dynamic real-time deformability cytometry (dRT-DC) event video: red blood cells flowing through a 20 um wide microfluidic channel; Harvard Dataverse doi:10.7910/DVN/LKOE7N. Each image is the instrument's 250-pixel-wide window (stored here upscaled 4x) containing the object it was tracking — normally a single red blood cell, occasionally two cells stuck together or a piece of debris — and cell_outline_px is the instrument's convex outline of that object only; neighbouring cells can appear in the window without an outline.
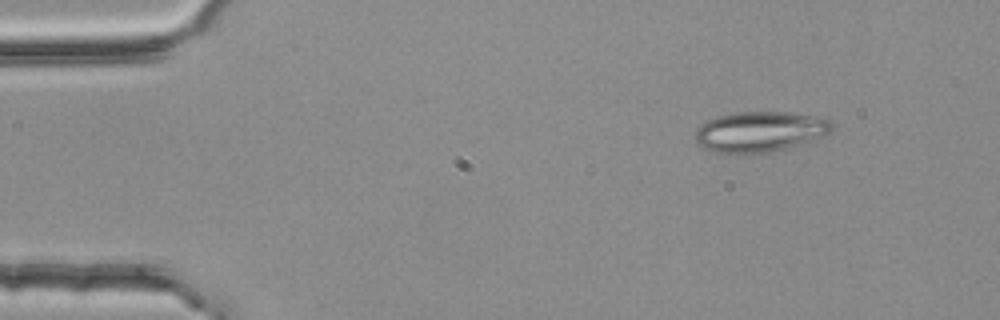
{"species": "common noctule bat (a hibernating species)", "species_latin": "Nyctalus noctula", "temperature_condition": "room temperature", "stored_images_in_passage": 5, "camera_frame_rate_fps": 3000, "um_per_image_px": 0.085, "animal": {"sex": "female", "body_mass_g": 25.1}, "frame": {"image": 1, "passage_image": 1, "time_ms": 0.0, "image_size_px": [1000, 320], "cell_outline_px": [[832, 128], [828, 132], [820, 136], [800, 144], [772, 152], [716, 152], [704, 148], [696, 144], [696, 128], [700, 124], [716, 116], [736, 112], [788, 112], [828, 116], [832, 124]], "centroid_in_image_um": [64.6, 11.15], "position_along_channel_um": 20.4, "area_um2": 32.14}}
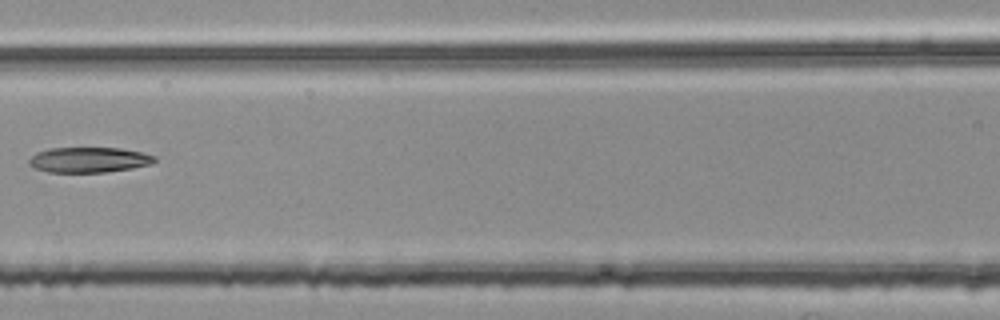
{"frame": {"image": 2, "passage_image": 5, "time_ms": 1.333, "image_size_px": [1000, 320], "cell_outline_px": [[156, 160], [152, 164], [132, 168], [104, 172], [48, 172], [36, 168], [28, 164], [28, 160], [36, 152], [52, 148], [120, 148], [140, 152], [156, 156]], "centroid_in_image_um": [7.56, 13.58], "position_along_channel_um": 159.0, "area_um2": 18.44}}